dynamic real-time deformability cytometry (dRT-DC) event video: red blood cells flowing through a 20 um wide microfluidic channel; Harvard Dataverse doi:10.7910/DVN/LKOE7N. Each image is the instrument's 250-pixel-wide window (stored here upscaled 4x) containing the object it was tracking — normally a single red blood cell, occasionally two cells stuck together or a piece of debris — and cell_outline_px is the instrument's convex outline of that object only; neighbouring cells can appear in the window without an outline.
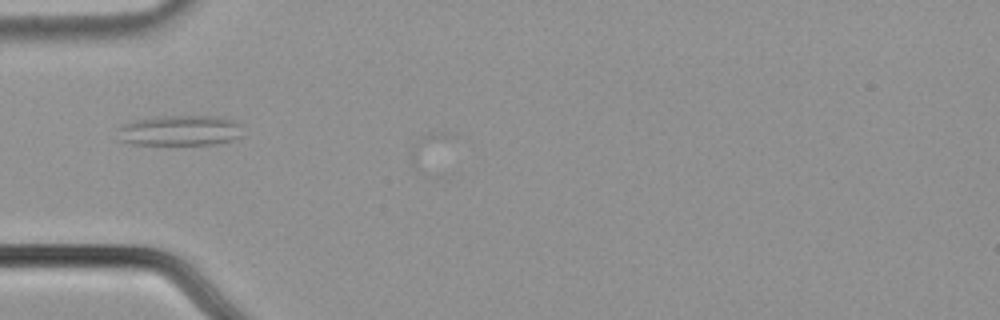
{"species": "common noctule bat (a hibernating species)", "species_latin": "Nyctalus noctula", "temperature_condition": "cold", "stored_images_in_passage": 2, "camera_frame_rate_fps": 3000, "um_per_image_px": 0.085, "animal": {"sex": "male", "body_mass_g": 21.5, "forearm_length_mm": 52.0}, "frame": {"image": 1, "passage_image": 1, "time_ms": 0.0, "image_size_px": [1000, 320], "cell_outline_px": [[240, 136], [232, 140], [216, 144], [136, 144], [120, 140], [116, 128], [120, 124], [132, 120], [168, 116], [216, 116], [232, 120], [240, 124]], "centroid_in_image_um": [15.24, 11.09], "position_along_channel_um": 69.8, "area_um2": 22.08}}